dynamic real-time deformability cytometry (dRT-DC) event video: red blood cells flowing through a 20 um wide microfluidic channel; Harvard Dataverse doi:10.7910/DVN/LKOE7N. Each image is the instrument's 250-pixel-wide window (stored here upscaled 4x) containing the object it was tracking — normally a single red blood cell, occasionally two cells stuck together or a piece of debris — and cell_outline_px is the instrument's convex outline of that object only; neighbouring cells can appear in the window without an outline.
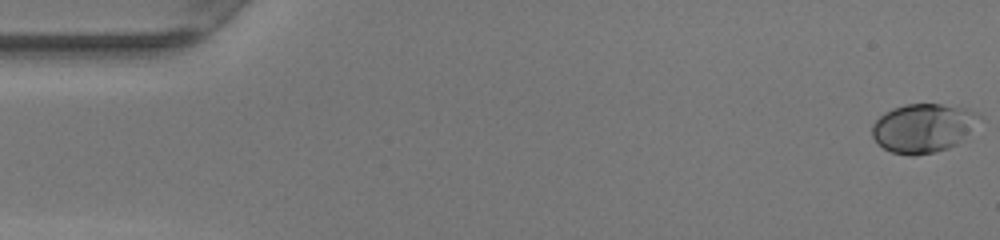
{"species": "human", "species_latin": "Homo sapiens", "temperature_condition": "warm", "stored_images_in_passage": 49, "camera_frame_rate_fps": 3000, "um_per_image_px": 0.085, "donor": {"sex": "female"}, "frame": {"image": 1, "passage_image": 1, "time_ms": 0.0, "image_size_px": [1000, 240], "cell_outline_px": [[984, 120], [956, 144], [948, 148], [916, 156], [908, 156], [892, 152], [884, 148], [872, 136], [872, 124], [884, 112], [892, 108], [904, 104], [940, 104], [964, 108], [980, 112], [984, 116]], "centroid_in_image_um": [78.52, 10.86], "position_along_channel_um": 6.5, "area_um2": 30.87}}
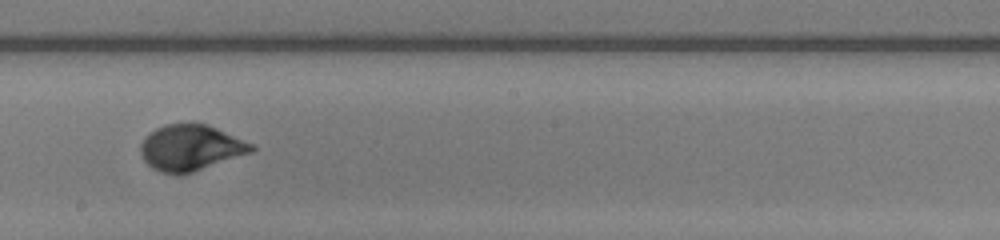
{"frame": {"image": 2, "passage_image": 28, "time_ms": 9.0, "image_size_px": [1000, 240], "cell_outline_px": [[256, 148], [252, 152], [192, 172], [160, 172], [152, 168], [144, 160], [140, 152], [140, 144], [144, 136], [156, 128], [164, 124], [208, 124], [256, 144]], "centroid_in_image_um": [16.23, 12.53], "position_along_channel_um": 232.0, "area_um2": 29.48}}
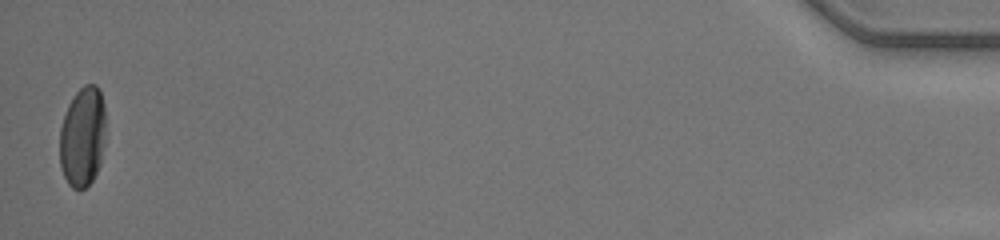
{"frame": {"image": 3, "passage_image": 49, "time_ms": 16.0, "image_size_px": [1000, 240], "cell_outline_px": [[104, 144], [100, 164], [92, 180], [84, 188], [72, 188], [68, 184], [60, 168], [60, 128], [68, 104], [76, 92], [84, 84], [96, 84], [100, 92], [104, 104]], "centroid_in_image_um": [7.01, 11.61], "position_along_channel_um": 428.2, "area_um2": 26.76}, "authors_computed_cell_mechanics": {"area_um2": 28.2642, "velocity_mm_per_s": 4.224, "shape_relaxation_time_tau1_ms": 3.6621, "shape_relaxation_time_tau2_ms": null, "deformation_change_tau1": 0.1855, "deformation_change_tau2": null}}